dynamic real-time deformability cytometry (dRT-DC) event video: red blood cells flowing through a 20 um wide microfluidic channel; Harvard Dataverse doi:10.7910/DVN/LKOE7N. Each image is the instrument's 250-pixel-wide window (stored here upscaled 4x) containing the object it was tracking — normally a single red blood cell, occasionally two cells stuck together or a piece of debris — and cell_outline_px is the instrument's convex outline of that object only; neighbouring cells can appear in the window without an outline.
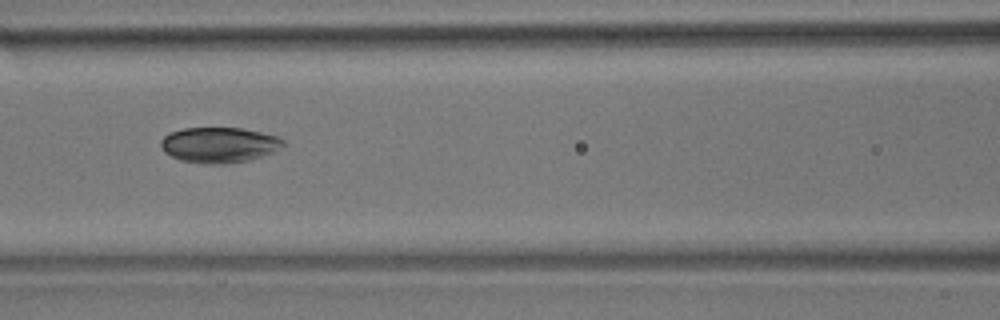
{"species": "common noctule bat (a hibernating species)", "species_latin": "Nyctalus noctula", "temperature_condition": "room temperature", "stored_images_in_passage": 15, "camera_frame_rate_fps": 3000, "um_per_image_px": 0.085, "animal": {"sex": "male", "body_mass_g": 17.9}, "frame": {"image": 1, "passage_image": 7, "time_ms": 8.0, "image_size_px": [1000, 320], "cell_outline_px": [[284, 144], [280, 148], [272, 152], [248, 160], [228, 164], [204, 164], [180, 160], [164, 152], [160, 144], [160, 140], [164, 136], [172, 132], [184, 128], [240, 128], [260, 132], [276, 136], [284, 140]], "centroid_in_image_um": [18.6, 12.32], "position_along_channel_um": 148.0, "area_um2": 25.14}}
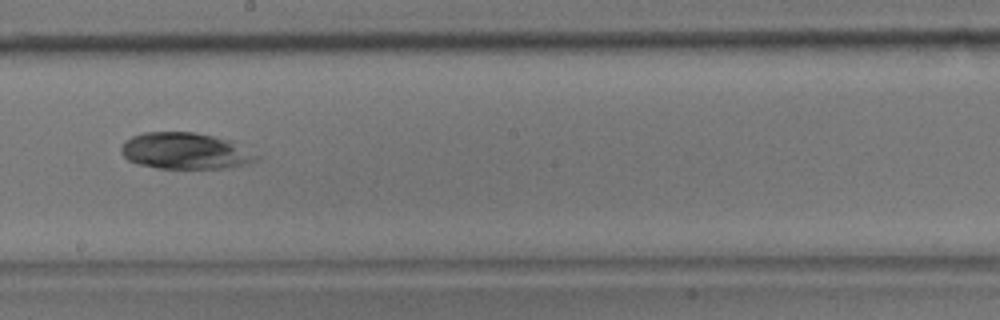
{"frame": {"image": 2, "passage_image": 9, "time_ms": 10.333, "image_size_px": [1000, 320], "cell_outline_px": [[260, 156], [256, 160], [248, 164], [228, 168], [156, 168], [140, 164], [128, 160], [120, 152], [120, 148], [124, 140], [132, 136], [144, 132], [192, 132], [232, 140]], "centroid_in_image_um": [15.74, 12.83], "position_along_channel_um": 232.5, "area_um2": 28.78}, "authors_computed_cell_mechanics": {"area_um2": 27.0504, "velocity_mm_per_s": 3.6195, "shape_relaxation_time_tau1_ms": null, "shape_relaxation_time_tau2_ms": 2.2927, "deformation_change_tau1": null, "deformation_change_tau2": null}}